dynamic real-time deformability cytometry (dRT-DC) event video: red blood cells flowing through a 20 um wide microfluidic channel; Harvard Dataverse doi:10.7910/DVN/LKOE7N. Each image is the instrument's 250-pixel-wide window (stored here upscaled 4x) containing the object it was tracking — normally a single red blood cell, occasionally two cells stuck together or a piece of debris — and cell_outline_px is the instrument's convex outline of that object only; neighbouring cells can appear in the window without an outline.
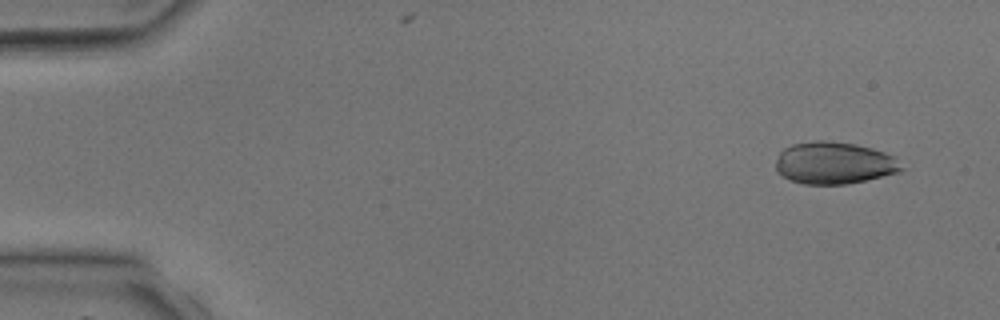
{"species": "common noctule bat (a hibernating species)", "species_latin": "Nyctalus noctula", "temperature_condition": "room temperature", "stored_images_in_passage": 3, "camera_frame_rate_fps": 3000, "um_per_image_px": 0.085, "animal": {"sex": "male", "body_mass_g": 17.9, "forearm_length_mm": 54.2}, "frame": {"image": 1, "passage_image": 1, "time_ms": 0.0, "image_size_px": [1000, 320], "cell_outline_px": [[904, 168], [900, 172], [848, 184], [804, 184], [788, 180], [776, 172], [776, 160], [780, 152], [784, 148], [792, 144], [816, 140], [824, 140], [856, 144], [872, 148], [884, 152], [892, 156]], "centroid_in_image_um": [70.86, 13.86], "position_along_channel_um": 14.1, "area_um2": 30.92}}